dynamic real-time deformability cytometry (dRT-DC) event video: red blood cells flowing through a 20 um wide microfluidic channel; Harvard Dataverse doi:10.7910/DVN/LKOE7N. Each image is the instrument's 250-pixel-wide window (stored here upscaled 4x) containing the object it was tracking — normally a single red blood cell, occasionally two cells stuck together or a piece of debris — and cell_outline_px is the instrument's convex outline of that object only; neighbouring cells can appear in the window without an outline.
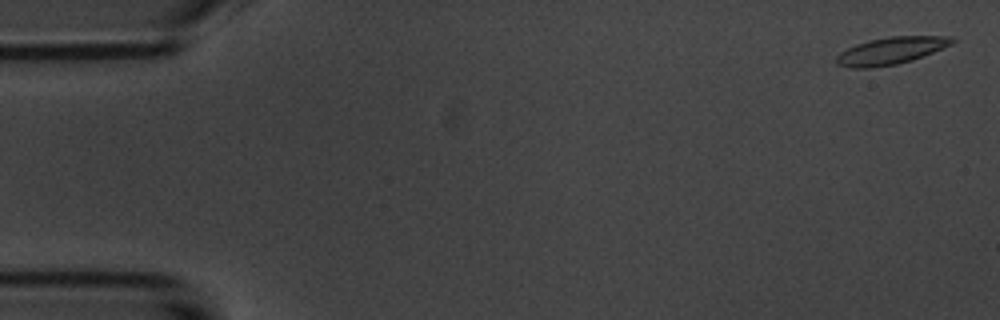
{"species": "common noctule bat (a hibernating species)", "species_latin": "Nyctalus noctula", "temperature_condition": "room temperature", "stored_images_in_passage": 55, "camera_frame_rate_fps": 3000, "um_per_image_px": 0.085, "animal": {"sex": "male", "body_mass_g": 20.1, "forearm_length_mm": 53.5}, "frame": {"image": 1, "passage_image": 2, "time_ms": 0.333, "image_size_px": [1000, 320], "cell_outline_px": [[956, 40], [952, 44], [912, 60], [896, 64], [872, 68], [852, 68], [836, 64], [836, 56], [840, 52], [856, 44], [868, 40], [888, 36], [952, 36]], "centroid_in_image_um": [75.71, 4.31], "position_along_channel_um": 9.3, "area_um2": 18.32}}
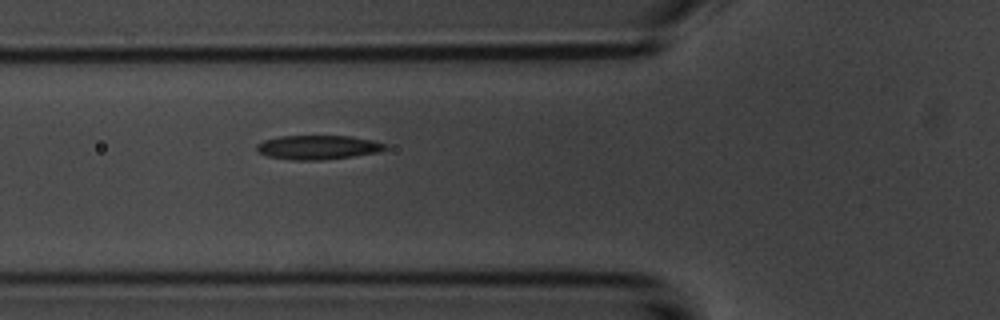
{"frame": {"image": 2, "passage_image": 20, "time_ms": 6.333, "image_size_px": [1000, 320], "cell_outline_px": [[388, 148], [376, 152], [352, 156], [320, 160], [292, 160], [268, 156], [256, 152], [256, 144], [264, 140], [280, 136], [352, 136], [372, 140], [388, 144]], "centroid_in_image_um": [27.0, 12.52], "position_along_channel_um": 98.8, "area_um2": 18.09}}
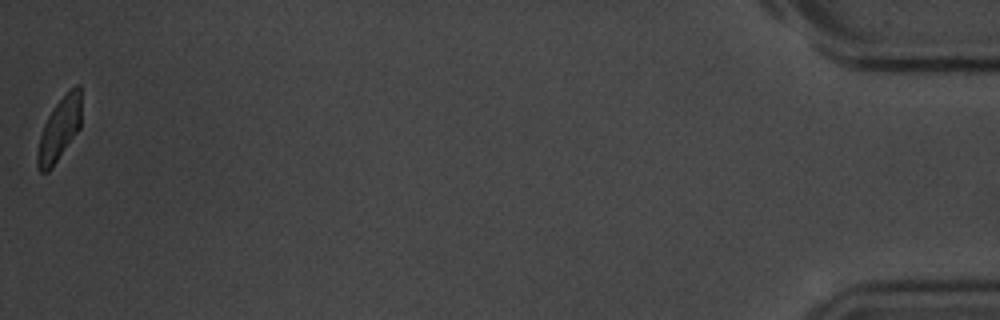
{"frame": {"image": 3, "passage_image": 55, "time_ms": 18.0, "image_size_px": [1000, 320], "cell_outline_px": [[80, 128], [52, 168], [48, 172], [40, 172], [36, 168], [36, 152], [40, 136], [44, 124], [52, 108], [76, 84], [80, 84]], "centroid_in_image_um": [5.01, 11.04], "position_along_channel_um": 430.2, "area_um2": 16.01}, "authors_computed_cell_mechanics": {"area_um2": 18.0914, "velocity_mm_per_s": 3.667, "shape_relaxation_time_tau1_ms": 3.3511, "shape_relaxation_time_tau2_ms": 2.1476, "deformation_change_tau1": 0.1635, "deformation_change_tau2": 0.0865}}